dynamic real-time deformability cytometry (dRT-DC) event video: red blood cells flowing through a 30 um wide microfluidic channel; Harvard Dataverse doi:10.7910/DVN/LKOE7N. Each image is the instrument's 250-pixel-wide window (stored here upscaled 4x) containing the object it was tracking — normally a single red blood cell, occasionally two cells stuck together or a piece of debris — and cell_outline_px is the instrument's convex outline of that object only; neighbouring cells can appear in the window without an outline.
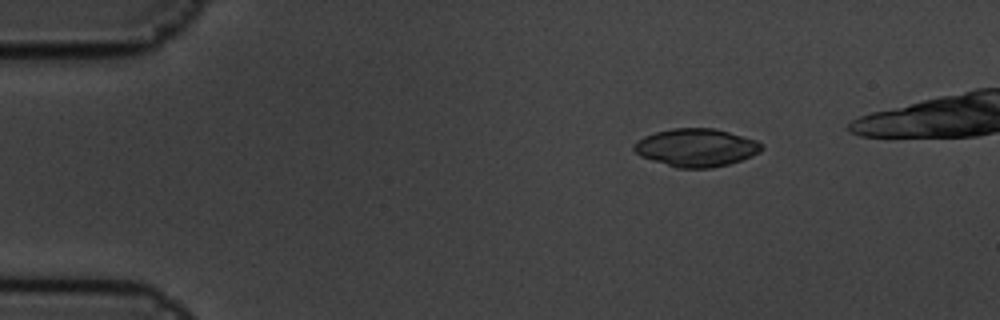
{"species": "common noctule bat (a hibernating species)", "species_latin": "Nyctalus noctula", "temperature_condition": "cold", "stored_images_in_passage": 4, "camera_frame_rate_fps": 3000, "um_per_image_px": 0.085, "animal": {"sex": "male", "body_mass_g": 19.5, "forearm_length_mm": 54.6}, "frame": {"image": 1, "passage_image": 1, "time_ms": 0.0, "image_size_px": [1000, 320], "cell_outline_px": [[764, 148], [760, 152], [752, 156], [728, 164], [712, 168], [676, 168], [640, 156], [632, 148], [632, 144], [636, 140], [644, 136], [656, 132], [672, 128], [712, 128], [728, 132], [756, 140], [764, 144]], "centroid_in_image_um": [59.16, 12.55], "position_along_channel_um": 25.8, "area_um2": 28.32}}